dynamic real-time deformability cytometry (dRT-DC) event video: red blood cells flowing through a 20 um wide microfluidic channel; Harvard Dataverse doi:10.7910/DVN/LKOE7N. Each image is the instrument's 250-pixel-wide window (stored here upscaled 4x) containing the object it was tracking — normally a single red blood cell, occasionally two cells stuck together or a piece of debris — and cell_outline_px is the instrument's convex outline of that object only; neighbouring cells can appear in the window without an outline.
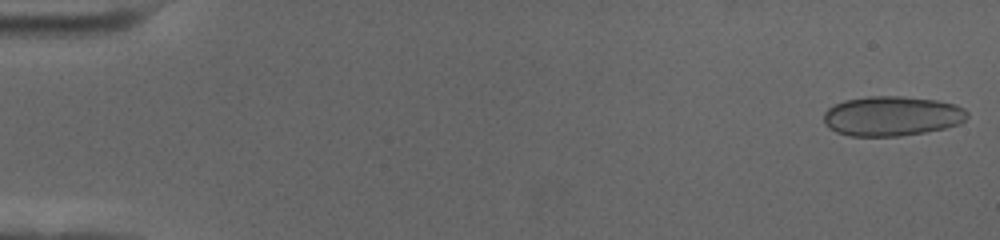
{"species": "human", "species_latin": "Homo sapiens", "temperature_condition": "cold", "stored_images_in_passage": 57, "camera_frame_rate_fps": 3000, "um_per_image_px": 0.085, "donor": {"sex": "female"}, "frame": {"image": 1, "passage_image": 1, "time_ms": 0.0, "image_size_px": [1000, 240], "cell_outline_px": [[968, 116], [960, 124], [944, 128], [924, 132], [900, 136], [848, 136], [836, 132], [828, 128], [824, 124], [824, 112], [828, 108], [844, 100], [868, 96], [900, 96], [936, 100], [956, 104], [964, 108], [968, 112]], "centroid_in_image_um": [75.8, 9.86], "position_along_channel_um": 9.2, "area_um2": 33.47}}
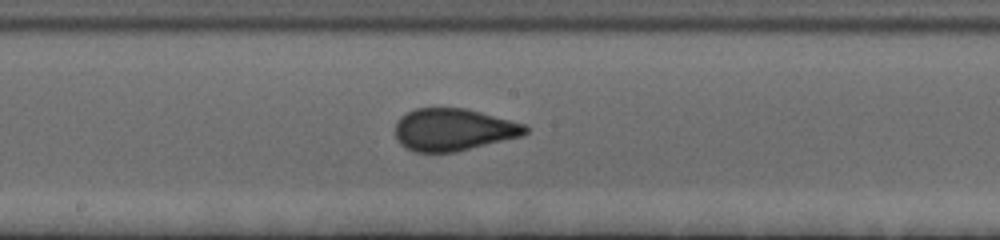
{"frame": {"image": 2, "passage_image": 31, "time_ms": 10.0, "image_size_px": [1000, 240], "cell_outline_px": [[528, 132], [520, 136], [456, 152], [412, 152], [404, 148], [396, 140], [396, 120], [400, 116], [416, 108], [464, 108], [480, 112], [524, 124], [528, 128]], "centroid_in_image_um": [38.48, 11.03], "position_along_channel_um": 209.7, "area_um2": 31.96}}
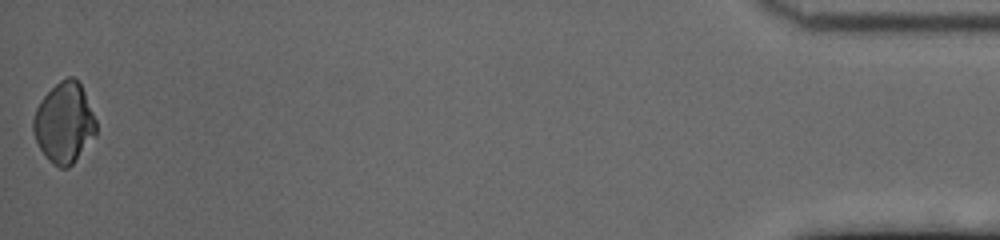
{"frame": {"image": 3, "passage_image": 57, "time_ms": 18.667, "image_size_px": [1000, 240], "cell_outline_px": [[96, 136], [72, 164], [68, 168], [60, 168], [52, 164], [48, 160], [40, 148], [36, 140], [32, 128], [32, 120], [36, 108], [40, 100], [60, 80], [68, 76], [72, 76], [80, 84], [84, 92], [96, 120]], "centroid_in_image_um": [5.45, 10.46], "position_along_channel_um": 429.8, "area_um2": 29.36}, "authors_computed_cell_mechanics": {"area_um2": 31.8478, "velocity_mm_per_s": 3.5414, "shape_relaxation_time_tau1_ms": 4.9274, "shape_relaxation_time_tau2_ms": null, "deformation_change_tau1": 0.1137, "deformation_change_tau2": null}}